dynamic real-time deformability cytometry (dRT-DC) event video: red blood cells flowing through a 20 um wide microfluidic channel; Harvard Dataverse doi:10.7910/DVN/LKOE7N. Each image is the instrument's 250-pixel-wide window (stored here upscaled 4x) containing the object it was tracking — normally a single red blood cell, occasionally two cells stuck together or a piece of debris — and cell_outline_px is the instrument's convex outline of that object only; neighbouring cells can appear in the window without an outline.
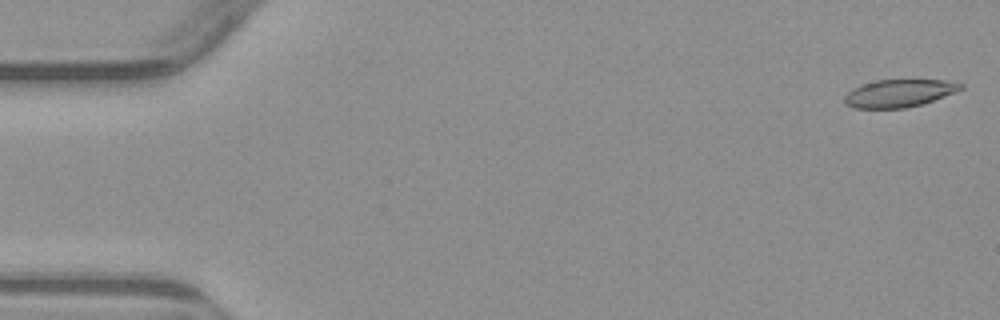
{"species": "common noctule bat (a hibernating species)", "species_latin": "Nyctalus noctula", "temperature_condition": "warm", "stored_images_in_passage": 5, "segment_of_instrument_passage": [1, 2], "camera_frame_rate_fps": 3000, "um_per_image_px": 0.085, "animal": {"sex": "male", "body_mass_g": 23.1, "forearm_length_mm": 52.7}, "frame": {"image": 1, "passage_image": 1, "time_ms": 0.0, "image_size_px": [1000, 320], "cell_outline_px": [[964, 88], [932, 100], [920, 104], [904, 108], [852, 108], [844, 104], [844, 96], [852, 88], [860, 84], [876, 80], [944, 80], [964, 84]], "centroid_in_image_um": [76.35, 7.92], "position_along_channel_um": 8.7, "area_um2": 18.61}}
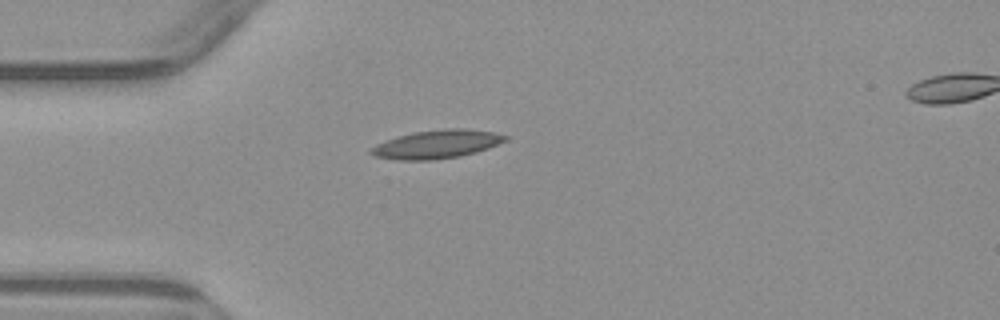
{"frame": {"image": 2, "passage_image": 4, "time_ms": 4.333, "image_size_px": [1000, 320], "cell_outline_px": [[508, 140], [488, 148], [476, 152], [460, 156], [432, 160], [396, 160], [376, 156], [368, 152], [376, 144], [396, 136], [412, 132], [444, 128], [468, 128], [492, 132], [508, 136]], "centroid_in_image_um": [37.13, 12.25], "position_along_channel_um": 47.9, "area_um2": 22.37}}